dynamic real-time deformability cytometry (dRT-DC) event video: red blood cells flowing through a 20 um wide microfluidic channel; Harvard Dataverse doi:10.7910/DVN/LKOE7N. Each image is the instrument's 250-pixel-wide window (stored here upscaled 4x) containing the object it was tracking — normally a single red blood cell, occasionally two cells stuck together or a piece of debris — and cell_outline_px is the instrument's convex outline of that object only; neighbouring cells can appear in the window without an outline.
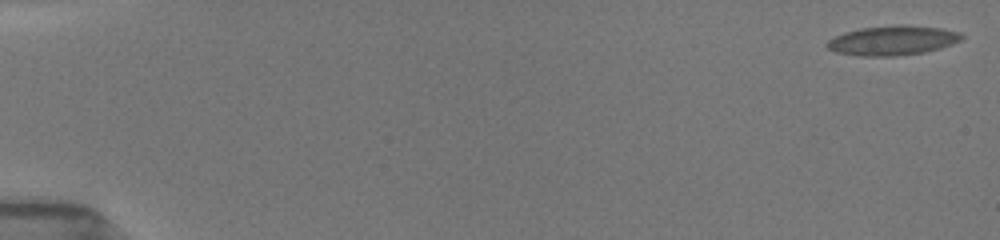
{"species": "common noctule bat (a hibernating species)", "species_latin": "Nyctalus noctula", "temperature_condition": "room temperature", "stored_images_in_passage": 34, "camera_frame_rate_fps": 3000, "um_per_image_px": 0.085, "animal": {"sex": "female", "body_mass_g": 19.5, "forearm_length_mm": 54.1}, "frame": {"image": 1, "passage_image": 1, "time_ms": 0.0, "image_size_px": [1000, 240], "cell_outline_px": [[964, 36], [960, 40], [952, 44], [940, 48], [924, 52], [896, 56], [860, 56], [836, 52], [828, 48], [824, 44], [828, 40], [844, 32], [860, 28], [896, 24], [908, 24], [940, 28], [960, 32]], "centroid_in_image_um": [75.86, 3.43], "position_along_channel_um": 9.1, "area_um2": 23.35}}
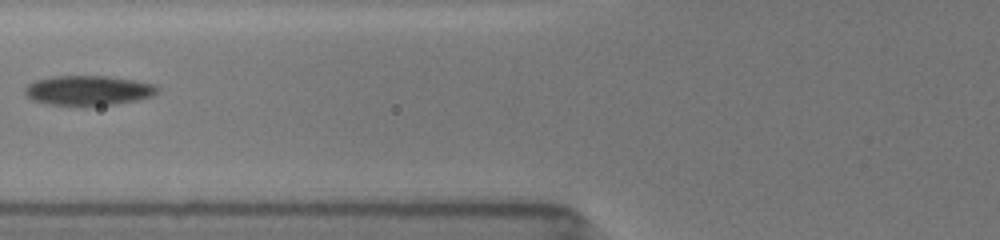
{"frame": {"image": 2, "passage_image": 22, "time_ms": 7.0, "image_size_px": [1000, 240], "cell_outline_px": [[160, 92], [152, 96], [140, 100], [116, 104], [84, 108], [80, 108], [48, 104], [32, 100], [24, 92], [24, 88], [28, 84], [36, 80], [52, 76], [108, 76], [132, 80], [152, 84], [160, 88]], "centroid_in_image_um": [7.5, 7.73], "position_along_channel_um": 118.3, "area_um2": 23.76}}
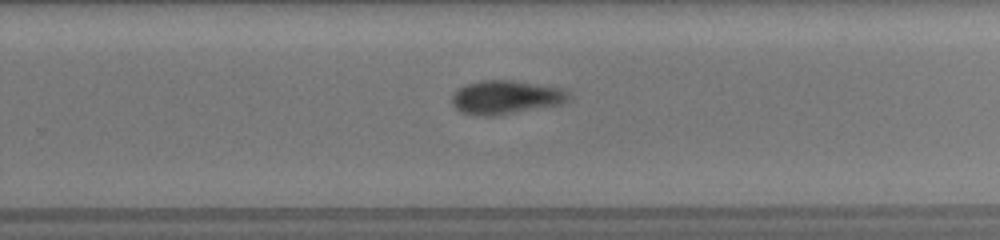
{"frame": {"image": 3, "passage_image": 33, "time_ms": 11.333, "image_size_px": [1000, 240], "cell_outline_px": [[572, 96], [568, 100], [560, 104], [496, 116], [484, 116], [460, 112], [452, 104], [452, 96], [460, 88], [468, 84], [480, 80], [512, 80], [564, 88], [572, 92]], "centroid_in_image_um": [43.05, 8.26], "position_along_channel_um": 286.7, "area_um2": 23.0}}